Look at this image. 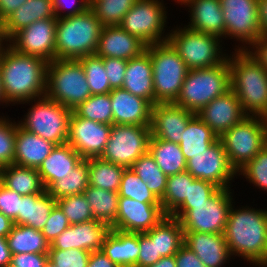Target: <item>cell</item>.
Wrapping results in <instances>:
<instances>
[{"instance_id":"f35d334b","label":"cell","mask_w":267,"mask_h":267,"mask_svg":"<svg viewBox=\"0 0 267 267\" xmlns=\"http://www.w3.org/2000/svg\"><path fill=\"white\" fill-rule=\"evenodd\" d=\"M88 185V159H83L70 174L56 180L46 191L55 200H59L66 196L84 193Z\"/></svg>"},{"instance_id":"f6af8a7d","label":"cell","mask_w":267,"mask_h":267,"mask_svg":"<svg viewBox=\"0 0 267 267\" xmlns=\"http://www.w3.org/2000/svg\"><path fill=\"white\" fill-rule=\"evenodd\" d=\"M119 197L131 198L140 203L161 204L139 176L130 168H125L121 177Z\"/></svg>"},{"instance_id":"8c879c8a","label":"cell","mask_w":267,"mask_h":267,"mask_svg":"<svg viewBox=\"0 0 267 267\" xmlns=\"http://www.w3.org/2000/svg\"><path fill=\"white\" fill-rule=\"evenodd\" d=\"M88 1V4H89V7L95 2V1H99V0H87Z\"/></svg>"},{"instance_id":"1f68e13d","label":"cell","mask_w":267,"mask_h":267,"mask_svg":"<svg viewBox=\"0 0 267 267\" xmlns=\"http://www.w3.org/2000/svg\"><path fill=\"white\" fill-rule=\"evenodd\" d=\"M55 205L56 200L47 191L44 194L22 196L20 212L18 213V225L41 231Z\"/></svg>"},{"instance_id":"d6a6232c","label":"cell","mask_w":267,"mask_h":267,"mask_svg":"<svg viewBox=\"0 0 267 267\" xmlns=\"http://www.w3.org/2000/svg\"><path fill=\"white\" fill-rule=\"evenodd\" d=\"M219 138L196 114L189 120L179 143L186 161L206 151Z\"/></svg>"},{"instance_id":"db71d44e","label":"cell","mask_w":267,"mask_h":267,"mask_svg":"<svg viewBox=\"0 0 267 267\" xmlns=\"http://www.w3.org/2000/svg\"><path fill=\"white\" fill-rule=\"evenodd\" d=\"M219 189L211 182L195 179L189 185L188 198L182 204H200L206 201Z\"/></svg>"},{"instance_id":"4fadbf2b","label":"cell","mask_w":267,"mask_h":267,"mask_svg":"<svg viewBox=\"0 0 267 267\" xmlns=\"http://www.w3.org/2000/svg\"><path fill=\"white\" fill-rule=\"evenodd\" d=\"M150 138V126L113 124L109 140L99 158L130 168L148 152Z\"/></svg>"},{"instance_id":"e7e4bbea","label":"cell","mask_w":267,"mask_h":267,"mask_svg":"<svg viewBox=\"0 0 267 267\" xmlns=\"http://www.w3.org/2000/svg\"><path fill=\"white\" fill-rule=\"evenodd\" d=\"M11 252L6 237H0V267H9Z\"/></svg>"},{"instance_id":"7a4b0ae2","label":"cell","mask_w":267,"mask_h":267,"mask_svg":"<svg viewBox=\"0 0 267 267\" xmlns=\"http://www.w3.org/2000/svg\"><path fill=\"white\" fill-rule=\"evenodd\" d=\"M234 204L223 234L232 257H240L254 267H267V208H235Z\"/></svg>"},{"instance_id":"03108f58","label":"cell","mask_w":267,"mask_h":267,"mask_svg":"<svg viewBox=\"0 0 267 267\" xmlns=\"http://www.w3.org/2000/svg\"><path fill=\"white\" fill-rule=\"evenodd\" d=\"M13 225L14 223L9 217L0 213V237H7Z\"/></svg>"},{"instance_id":"ac0fdd59","label":"cell","mask_w":267,"mask_h":267,"mask_svg":"<svg viewBox=\"0 0 267 267\" xmlns=\"http://www.w3.org/2000/svg\"><path fill=\"white\" fill-rule=\"evenodd\" d=\"M165 216L161 204L140 203L131 198L119 197L116 221L110 227L124 232L144 233Z\"/></svg>"},{"instance_id":"e575fe53","label":"cell","mask_w":267,"mask_h":267,"mask_svg":"<svg viewBox=\"0 0 267 267\" xmlns=\"http://www.w3.org/2000/svg\"><path fill=\"white\" fill-rule=\"evenodd\" d=\"M11 255L20 253L48 254L50 243L40 230L14 224L6 237Z\"/></svg>"},{"instance_id":"003e7915","label":"cell","mask_w":267,"mask_h":267,"mask_svg":"<svg viewBox=\"0 0 267 267\" xmlns=\"http://www.w3.org/2000/svg\"><path fill=\"white\" fill-rule=\"evenodd\" d=\"M149 267H176L175 255L162 257L159 261Z\"/></svg>"},{"instance_id":"7402d4cb","label":"cell","mask_w":267,"mask_h":267,"mask_svg":"<svg viewBox=\"0 0 267 267\" xmlns=\"http://www.w3.org/2000/svg\"><path fill=\"white\" fill-rule=\"evenodd\" d=\"M177 4L188 7L190 21L186 27L226 40V26L220 0H180Z\"/></svg>"},{"instance_id":"484cf974","label":"cell","mask_w":267,"mask_h":267,"mask_svg":"<svg viewBox=\"0 0 267 267\" xmlns=\"http://www.w3.org/2000/svg\"><path fill=\"white\" fill-rule=\"evenodd\" d=\"M55 146L56 144L53 142L23 129L18 124L15 137L14 164L38 169Z\"/></svg>"},{"instance_id":"94428289","label":"cell","mask_w":267,"mask_h":267,"mask_svg":"<svg viewBox=\"0 0 267 267\" xmlns=\"http://www.w3.org/2000/svg\"><path fill=\"white\" fill-rule=\"evenodd\" d=\"M26 1L28 0H0V22L3 23Z\"/></svg>"},{"instance_id":"f1b7e54d","label":"cell","mask_w":267,"mask_h":267,"mask_svg":"<svg viewBox=\"0 0 267 267\" xmlns=\"http://www.w3.org/2000/svg\"><path fill=\"white\" fill-rule=\"evenodd\" d=\"M102 251L119 267H137L140 251L138 233L111 229L105 237Z\"/></svg>"},{"instance_id":"9c48e42d","label":"cell","mask_w":267,"mask_h":267,"mask_svg":"<svg viewBox=\"0 0 267 267\" xmlns=\"http://www.w3.org/2000/svg\"><path fill=\"white\" fill-rule=\"evenodd\" d=\"M182 25L168 30L170 31L168 41L177 50L189 69L217 66L227 59L228 53L223 49L225 47H222L225 46L223 40Z\"/></svg>"},{"instance_id":"f546056e","label":"cell","mask_w":267,"mask_h":267,"mask_svg":"<svg viewBox=\"0 0 267 267\" xmlns=\"http://www.w3.org/2000/svg\"><path fill=\"white\" fill-rule=\"evenodd\" d=\"M46 18H56L52 0L26 1L2 23L5 40L8 41L16 32Z\"/></svg>"},{"instance_id":"f5cc1de1","label":"cell","mask_w":267,"mask_h":267,"mask_svg":"<svg viewBox=\"0 0 267 267\" xmlns=\"http://www.w3.org/2000/svg\"><path fill=\"white\" fill-rule=\"evenodd\" d=\"M21 198L22 195L8 189L0 182V213L9 217L17 225Z\"/></svg>"},{"instance_id":"5bb4252c","label":"cell","mask_w":267,"mask_h":267,"mask_svg":"<svg viewBox=\"0 0 267 267\" xmlns=\"http://www.w3.org/2000/svg\"><path fill=\"white\" fill-rule=\"evenodd\" d=\"M220 4L226 40L239 42L233 50H247L262 35L258 22V0H220Z\"/></svg>"},{"instance_id":"91938a15","label":"cell","mask_w":267,"mask_h":267,"mask_svg":"<svg viewBox=\"0 0 267 267\" xmlns=\"http://www.w3.org/2000/svg\"><path fill=\"white\" fill-rule=\"evenodd\" d=\"M246 51L267 70V35H261Z\"/></svg>"},{"instance_id":"603a6c76","label":"cell","mask_w":267,"mask_h":267,"mask_svg":"<svg viewBox=\"0 0 267 267\" xmlns=\"http://www.w3.org/2000/svg\"><path fill=\"white\" fill-rule=\"evenodd\" d=\"M113 124L150 126L152 105L122 88L109 92Z\"/></svg>"},{"instance_id":"52a82bcc","label":"cell","mask_w":267,"mask_h":267,"mask_svg":"<svg viewBox=\"0 0 267 267\" xmlns=\"http://www.w3.org/2000/svg\"><path fill=\"white\" fill-rule=\"evenodd\" d=\"M231 188H219L206 203L181 204L170 216L179 219L184 232L224 234L234 198Z\"/></svg>"},{"instance_id":"836d02e7","label":"cell","mask_w":267,"mask_h":267,"mask_svg":"<svg viewBox=\"0 0 267 267\" xmlns=\"http://www.w3.org/2000/svg\"><path fill=\"white\" fill-rule=\"evenodd\" d=\"M148 151L167 177L186 171L187 161L179 144L151 135Z\"/></svg>"},{"instance_id":"74e56055","label":"cell","mask_w":267,"mask_h":267,"mask_svg":"<svg viewBox=\"0 0 267 267\" xmlns=\"http://www.w3.org/2000/svg\"><path fill=\"white\" fill-rule=\"evenodd\" d=\"M125 167L101 158H88L89 185L118 192Z\"/></svg>"},{"instance_id":"2644e50d","label":"cell","mask_w":267,"mask_h":267,"mask_svg":"<svg viewBox=\"0 0 267 267\" xmlns=\"http://www.w3.org/2000/svg\"><path fill=\"white\" fill-rule=\"evenodd\" d=\"M44 267H56V266L48 260Z\"/></svg>"},{"instance_id":"ba28073f","label":"cell","mask_w":267,"mask_h":267,"mask_svg":"<svg viewBox=\"0 0 267 267\" xmlns=\"http://www.w3.org/2000/svg\"><path fill=\"white\" fill-rule=\"evenodd\" d=\"M91 95L79 60L56 59L48 62L45 97L73 110Z\"/></svg>"},{"instance_id":"5b68a950","label":"cell","mask_w":267,"mask_h":267,"mask_svg":"<svg viewBox=\"0 0 267 267\" xmlns=\"http://www.w3.org/2000/svg\"><path fill=\"white\" fill-rule=\"evenodd\" d=\"M231 89L228 57L220 65L189 69L175 105L198 113L213 99Z\"/></svg>"},{"instance_id":"9a60e30c","label":"cell","mask_w":267,"mask_h":267,"mask_svg":"<svg viewBox=\"0 0 267 267\" xmlns=\"http://www.w3.org/2000/svg\"><path fill=\"white\" fill-rule=\"evenodd\" d=\"M186 171L195 179L211 182L219 188H232V181L237 178V172L230 165L220 139L206 151L193 155L187 161Z\"/></svg>"},{"instance_id":"60d3db41","label":"cell","mask_w":267,"mask_h":267,"mask_svg":"<svg viewBox=\"0 0 267 267\" xmlns=\"http://www.w3.org/2000/svg\"><path fill=\"white\" fill-rule=\"evenodd\" d=\"M194 180L188 171L167 177L166 191L160 200L165 215H171L188 198L189 185Z\"/></svg>"},{"instance_id":"bcb514c9","label":"cell","mask_w":267,"mask_h":267,"mask_svg":"<svg viewBox=\"0 0 267 267\" xmlns=\"http://www.w3.org/2000/svg\"><path fill=\"white\" fill-rule=\"evenodd\" d=\"M56 204L63 211L70 225L94 219L90 204L86 200L84 193L63 197L56 200Z\"/></svg>"},{"instance_id":"680465c9","label":"cell","mask_w":267,"mask_h":267,"mask_svg":"<svg viewBox=\"0 0 267 267\" xmlns=\"http://www.w3.org/2000/svg\"><path fill=\"white\" fill-rule=\"evenodd\" d=\"M176 267H206L201 260L184 244L175 254Z\"/></svg>"},{"instance_id":"c3c4849f","label":"cell","mask_w":267,"mask_h":267,"mask_svg":"<svg viewBox=\"0 0 267 267\" xmlns=\"http://www.w3.org/2000/svg\"><path fill=\"white\" fill-rule=\"evenodd\" d=\"M3 115V117H2ZM0 115V168L14 164L15 137L18 123L15 119Z\"/></svg>"},{"instance_id":"4dcf8cb0","label":"cell","mask_w":267,"mask_h":267,"mask_svg":"<svg viewBox=\"0 0 267 267\" xmlns=\"http://www.w3.org/2000/svg\"><path fill=\"white\" fill-rule=\"evenodd\" d=\"M0 182L22 196L46 192L38 170L35 168L15 164L2 167L0 168Z\"/></svg>"},{"instance_id":"8992f818","label":"cell","mask_w":267,"mask_h":267,"mask_svg":"<svg viewBox=\"0 0 267 267\" xmlns=\"http://www.w3.org/2000/svg\"><path fill=\"white\" fill-rule=\"evenodd\" d=\"M152 62L154 105L174 103L189 68L169 41L146 46Z\"/></svg>"},{"instance_id":"a7ac6f4b","label":"cell","mask_w":267,"mask_h":267,"mask_svg":"<svg viewBox=\"0 0 267 267\" xmlns=\"http://www.w3.org/2000/svg\"><path fill=\"white\" fill-rule=\"evenodd\" d=\"M7 44V41L4 38L3 35V27L2 23L0 22V52L2 51L3 47Z\"/></svg>"},{"instance_id":"d590c367","label":"cell","mask_w":267,"mask_h":267,"mask_svg":"<svg viewBox=\"0 0 267 267\" xmlns=\"http://www.w3.org/2000/svg\"><path fill=\"white\" fill-rule=\"evenodd\" d=\"M183 243L184 231L179 219L166 215L156 224V256H173Z\"/></svg>"},{"instance_id":"83f0119b","label":"cell","mask_w":267,"mask_h":267,"mask_svg":"<svg viewBox=\"0 0 267 267\" xmlns=\"http://www.w3.org/2000/svg\"><path fill=\"white\" fill-rule=\"evenodd\" d=\"M83 158L69 145H56L39 166L38 173L47 190L56 180L70 174Z\"/></svg>"},{"instance_id":"ee69618b","label":"cell","mask_w":267,"mask_h":267,"mask_svg":"<svg viewBox=\"0 0 267 267\" xmlns=\"http://www.w3.org/2000/svg\"><path fill=\"white\" fill-rule=\"evenodd\" d=\"M136 0H99L90 8L103 26H119Z\"/></svg>"},{"instance_id":"44dd1931","label":"cell","mask_w":267,"mask_h":267,"mask_svg":"<svg viewBox=\"0 0 267 267\" xmlns=\"http://www.w3.org/2000/svg\"><path fill=\"white\" fill-rule=\"evenodd\" d=\"M195 113L174 103H157L151 110V135L179 144L189 120Z\"/></svg>"},{"instance_id":"b9f144b4","label":"cell","mask_w":267,"mask_h":267,"mask_svg":"<svg viewBox=\"0 0 267 267\" xmlns=\"http://www.w3.org/2000/svg\"><path fill=\"white\" fill-rule=\"evenodd\" d=\"M77 116L98 123L113 125V112L109 93L91 95L72 110Z\"/></svg>"},{"instance_id":"681fc988","label":"cell","mask_w":267,"mask_h":267,"mask_svg":"<svg viewBox=\"0 0 267 267\" xmlns=\"http://www.w3.org/2000/svg\"><path fill=\"white\" fill-rule=\"evenodd\" d=\"M89 251L82 249H49L48 260L56 267H87Z\"/></svg>"},{"instance_id":"2e32d148","label":"cell","mask_w":267,"mask_h":267,"mask_svg":"<svg viewBox=\"0 0 267 267\" xmlns=\"http://www.w3.org/2000/svg\"><path fill=\"white\" fill-rule=\"evenodd\" d=\"M56 23L57 18L36 21L16 32L7 44L21 54L51 62L55 60Z\"/></svg>"},{"instance_id":"7bdbcfd3","label":"cell","mask_w":267,"mask_h":267,"mask_svg":"<svg viewBox=\"0 0 267 267\" xmlns=\"http://www.w3.org/2000/svg\"><path fill=\"white\" fill-rule=\"evenodd\" d=\"M78 60L83 66L92 95L107 94L112 90L106 77L107 74L102 57L92 54Z\"/></svg>"},{"instance_id":"ab89813d","label":"cell","mask_w":267,"mask_h":267,"mask_svg":"<svg viewBox=\"0 0 267 267\" xmlns=\"http://www.w3.org/2000/svg\"><path fill=\"white\" fill-rule=\"evenodd\" d=\"M147 184L148 189L159 199L166 191L167 176L161 171L149 151L139 157L130 167Z\"/></svg>"},{"instance_id":"d4e9b609","label":"cell","mask_w":267,"mask_h":267,"mask_svg":"<svg viewBox=\"0 0 267 267\" xmlns=\"http://www.w3.org/2000/svg\"><path fill=\"white\" fill-rule=\"evenodd\" d=\"M146 44L120 26H104L95 52L102 58L130 60L146 50Z\"/></svg>"},{"instance_id":"6125c7cd","label":"cell","mask_w":267,"mask_h":267,"mask_svg":"<svg viewBox=\"0 0 267 267\" xmlns=\"http://www.w3.org/2000/svg\"><path fill=\"white\" fill-rule=\"evenodd\" d=\"M87 267H119L113 263L102 250L90 253Z\"/></svg>"},{"instance_id":"30bf717a","label":"cell","mask_w":267,"mask_h":267,"mask_svg":"<svg viewBox=\"0 0 267 267\" xmlns=\"http://www.w3.org/2000/svg\"><path fill=\"white\" fill-rule=\"evenodd\" d=\"M22 104L31 105L18 122L23 129L56 145L67 143L71 109L45 96Z\"/></svg>"},{"instance_id":"ffe728a7","label":"cell","mask_w":267,"mask_h":267,"mask_svg":"<svg viewBox=\"0 0 267 267\" xmlns=\"http://www.w3.org/2000/svg\"><path fill=\"white\" fill-rule=\"evenodd\" d=\"M196 115L212 129L218 138L247 116L231 89L213 99Z\"/></svg>"},{"instance_id":"11a10c76","label":"cell","mask_w":267,"mask_h":267,"mask_svg":"<svg viewBox=\"0 0 267 267\" xmlns=\"http://www.w3.org/2000/svg\"><path fill=\"white\" fill-rule=\"evenodd\" d=\"M102 59L111 89L122 88L128 60L109 57Z\"/></svg>"},{"instance_id":"7c38bea8","label":"cell","mask_w":267,"mask_h":267,"mask_svg":"<svg viewBox=\"0 0 267 267\" xmlns=\"http://www.w3.org/2000/svg\"><path fill=\"white\" fill-rule=\"evenodd\" d=\"M167 8L164 0H136L119 26L146 45L168 41Z\"/></svg>"},{"instance_id":"f907efd6","label":"cell","mask_w":267,"mask_h":267,"mask_svg":"<svg viewBox=\"0 0 267 267\" xmlns=\"http://www.w3.org/2000/svg\"><path fill=\"white\" fill-rule=\"evenodd\" d=\"M138 244L137 267H149L162 258L156 256V225L149 231L138 233Z\"/></svg>"},{"instance_id":"9f6ffc18","label":"cell","mask_w":267,"mask_h":267,"mask_svg":"<svg viewBox=\"0 0 267 267\" xmlns=\"http://www.w3.org/2000/svg\"><path fill=\"white\" fill-rule=\"evenodd\" d=\"M52 2L54 14L57 19L74 16L84 12L89 7L87 0H52Z\"/></svg>"},{"instance_id":"277c9868","label":"cell","mask_w":267,"mask_h":267,"mask_svg":"<svg viewBox=\"0 0 267 267\" xmlns=\"http://www.w3.org/2000/svg\"><path fill=\"white\" fill-rule=\"evenodd\" d=\"M103 27L90 7L74 16L57 19L55 60H78L95 54Z\"/></svg>"},{"instance_id":"89a4df30","label":"cell","mask_w":267,"mask_h":267,"mask_svg":"<svg viewBox=\"0 0 267 267\" xmlns=\"http://www.w3.org/2000/svg\"><path fill=\"white\" fill-rule=\"evenodd\" d=\"M7 106L5 100H4V96H3V90H2V82H1V75H0V106Z\"/></svg>"},{"instance_id":"cb8c5ba5","label":"cell","mask_w":267,"mask_h":267,"mask_svg":"<svg viewBox=\"0 0 267 267\" xmlns=\"http://www.w3.org/2000/svg\"><path fill=\"white\" fill-rule=\"evenodd\" d=\"M206 267H225L234 259L223 234L184 232V243Z\"/></svg>"},{"instance_id":"816d5d0a","label":"cell","mask_w":267,"mask_h":267,"mask_svg":"<svg viewBox=\"0 0 267 267\" xmlns=\"http://www.w3.org/2000/svg\"><path fill=\"white\" fill-rule=\"evenodd\" d=\"M69 226L70 223L68 222L67 217L56 204L51 210L48 221L41 232L45 236L46 240L51 244V242Z\"/></svg>"},{"instance_id":"d6986e66","label":"cell","mask_w":267,"mask_h":267,"mask_svg":"<svg viewBox=\"0 0 267 267\" xmlns=\"http://www.w3.org/2000/svg\"><path fill=\"white\" fill-rule=\"evenodd\" d=\"M111 227L105 222L90 220L70 225L50 244V249H82L89 252L102 250Z\"/></svg>"},{"instance_id":"4316f807","label":"cell","mask_w":267,"mask_h":267,"mask_svg":"<svg viewBox=\"0 0 267 267\" xmlns=\"http://www.w3.org/2000/svg\"><path fill=\"white\" fill-rule=\"evenodd\" d=\"M122 89L154 105L152 62L147 50L127 61Z\"/></svg>"},{"instance_id":"8fae6325","label":"cell","mask_w":267,"mask_h":267,"mask_svg":"<svg viewBox=\"0 0 267 267\" xmlns=\"http://www.w3.org/2000/svg\"><path fill=\"white\" fill-rule=\"evenodd\" d=\"M266 132L267 118L246 116L219 137L236 172L266 146Z\"/></svg>"},{"instance_id":"3957f363","label":"cell","mask_w":267,"mask_h":267,"mask_svg":"<svg viewBox=\"0 0 267 267\" xmlns=\"http://www.w3.org/2000/svg\"><path fill=\"white\" fill-rule=\"evenodd\" d=\"M234 51L228 55L231 90L247 116L267 118V70L246 50Z\"/></svg>"},{"instance_id":"6f0895ef","label":"cell","mask_w":267,"mask_h":267,"mask_svg":"<svg viewBox=\"0 0 267 267\" xmlns=\"http://www.w3.org/2000/svg\"><path fill=\"white\" fill-rule=\"evenodd\" d=\"M48 261V254L20 253L11 255L9 267H44Z\"/></svg>"},{"instance_id":"7dc6e473","label":"cell","mask_w":267,"mask_h":267,"mask_svg":"<svg viewBox=\"0 0 267 267\" xmlns=\"http://www.w3.org/2000/svg\"><path fill=\"white\" fill-rule=\"evenodd\" d=\"M240 175L255 188L267 192V146L237 171V176Z\"/></svg>"},{"instance_id":"e0dca14e","label":"cell","mask_w":267,"mask_h":267,"mask_svg":"<svg viewBox=\"0 0 267 267\" xmlns=\"http://www.w3.org/2000/svg\"><path fill=\"white\" fill-rule=\"evenodd\" d=\"M111 126L77 116L72 111L67 144L83 159L99 158L109 140Z\"/></svg>"},{"instance_id":"8d00e7d4","label":"cell","mask_w":267,"mask_h":267,"mask_svg":"<svg viewBox=\"0 0 267 267\" xmlns=\"http://www.w3.org/2000/svg\"><path fill=\"white\" fill-rule=\"evenodd\" d=\"M84 196L95 220L105 222L111 226L116 221L119 205L118 192L107 191L88 185Z\"/></svg>"},{"instance_id":"6da1fadb","label":"cell","mask_w":267,"mask_h":267,"mask_svg":"<svg viewBox=\"0 0 267 267\" xmlns=\"http://www.w3.org/2000/svg\"><path fill=\"white\" fill-rule=\"evenodd\" d=\"M47 66L48 62L43 58L21 54L6 44L0 52V75L6 104L20 105L44 97Z\"/></svg>"},{"instance_id":"be15d7a7","label":"cell","mask_w":267,"mask_h":267,"mask_svg":"<svg viewBox=\"0 0 267 267\" xmlns=\"http://www.w3.org/2000/svg\"><path fill=\"white\" fill-rule=\"evenodd\" d=\"M258 22L262 35H267V0H258Z\"/></svg>"}]
</instances>
